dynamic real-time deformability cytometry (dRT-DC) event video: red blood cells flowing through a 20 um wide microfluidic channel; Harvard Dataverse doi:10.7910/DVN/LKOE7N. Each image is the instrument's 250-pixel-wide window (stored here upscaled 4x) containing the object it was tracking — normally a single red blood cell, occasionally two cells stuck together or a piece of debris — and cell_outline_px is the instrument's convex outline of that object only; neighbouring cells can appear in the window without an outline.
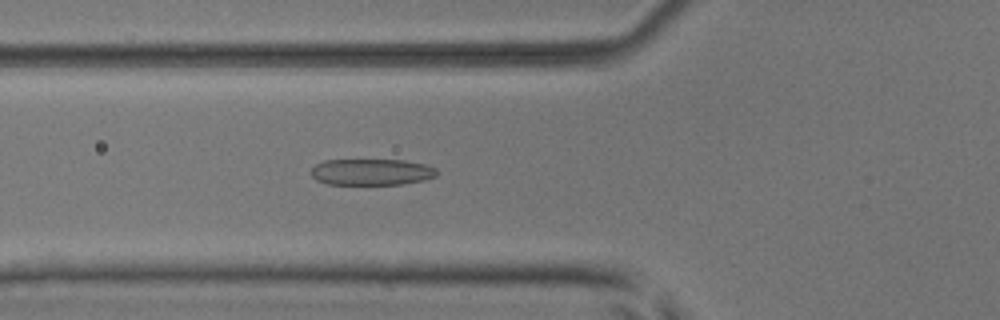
{"species": "common noctule bat (a hibernating species)", "species_latin": "Nyctalus noctula", "temperature_condition": "room temperature", "stored_images_in_passage": 47, "camera_frame_rate_fps": 3000, "um_per_image_px": 0.085, "animal": {"sex": "male", "body_mass_g": 17.9, "forearm_length_mm": 54.2}, "frame": {"image": 1, "passage_image": 14, "time_ms": 4.333, "image_size_px": [1000, 320], "cell_outline_px": [[436, 176], [424, 180], [400, 184], [328, 184], [316, 180], [312, 176], [312, 168], [316, 164], [324, 160], [404, 160], [428, 164], [436, 168]], "centroid_in_image_um": [31.6, 14.61], "position_along_channel_um": 94.2, "area_um2": 19.31}}
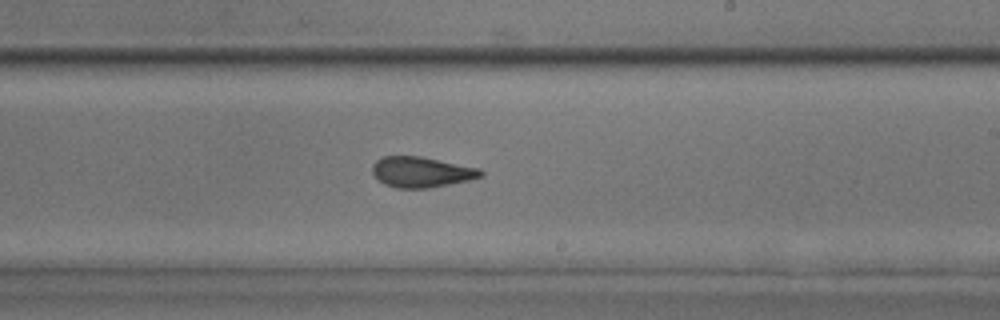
{"frame": {"image": 2, "passage_image": 26, "time_ms": 8.333, "image_size_px": [1000, 320], "cell_outline_px": [[484, 176], [468, 180], [428, 188], [396, 188], [384, 184], [372, 172], [372, 164], [376, 160], [384, 156], [420, 156], [480, 168], [484, 172]], "centroid_in_image_um": [35.83, 14.62], "position_along_channel_um": 253.2, "area_um2": 19.25}}
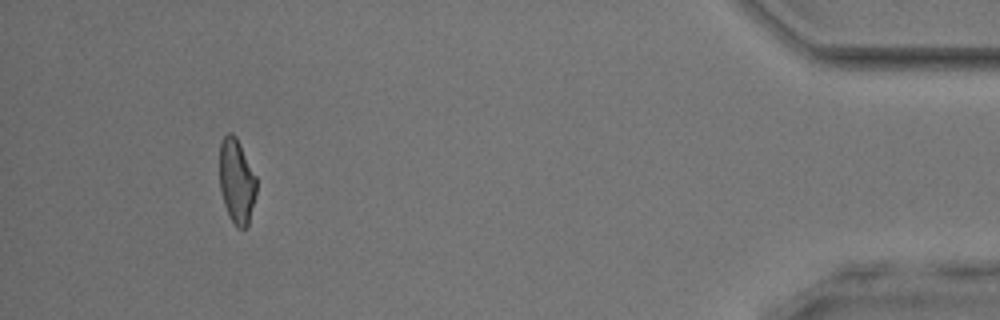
{"frame": {"image": 3, "passage_image": 43, "time_ms": 14.0, "image_size_px": [1000, 320], "cell_outline_px": [[256, 192], [248, 224], [244, 228], [236, 228], [228, 216], [224, 204], [220, 188], [220, 140], [228, 132], [232, 132], [236, 136], [256, 176]], "centroid_in_image_um": [20.1, 15.39], "position_along_channel_um": 415.1, "area_um2": 18.21}, "authors_computed_cell_mechanics": {"area_um2": 19.2474, "velocity_mm_per_s": 3.9905, "shape_relaxation_time_tau1_ms": 3.763, "shape_relaxation_time_tau2_ms": 1.87, "deformation_change_tau1": 0.1511, "deformation_change_tau2": 0.1047}}